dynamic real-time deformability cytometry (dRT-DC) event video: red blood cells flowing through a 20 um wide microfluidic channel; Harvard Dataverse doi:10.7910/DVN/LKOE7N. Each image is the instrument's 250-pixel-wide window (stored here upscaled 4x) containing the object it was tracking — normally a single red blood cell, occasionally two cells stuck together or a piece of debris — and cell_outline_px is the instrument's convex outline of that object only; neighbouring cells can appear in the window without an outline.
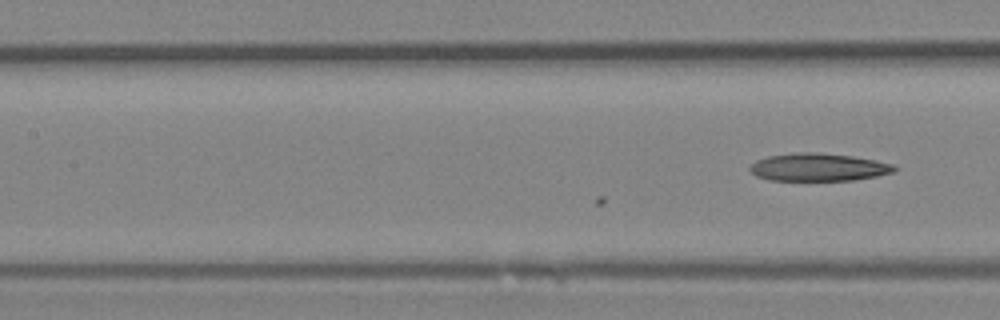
{"species": "Egyptian fruit bat (a non-hibernating species)", "species_latin": "Rousettus aegyptiacus", "temperature_condition": "room temperature", "stored_images_in_passage": 5, "camera_frame_rate_fps": 3000, "um_per_image_px": 0.085, "animal": {"sex": "female"}, "frame": {"image": 1, "passage_image": 5, "time_ms": 1.333, "image_size_px": [1000, 320], "cell_outline_px": [[896, 168], [892, 172], [876, 176], [852, 180], [768, 180], [756, 176], [748, 168], [756, 160], [768, 156], [796, 152], [820, 152], [852, 156], [876, 160], [896, 164]], "centroid_in_image_um": [69.56, 14.2], "position_along_channel_um": 137.8, "area_um2": 23.41}}